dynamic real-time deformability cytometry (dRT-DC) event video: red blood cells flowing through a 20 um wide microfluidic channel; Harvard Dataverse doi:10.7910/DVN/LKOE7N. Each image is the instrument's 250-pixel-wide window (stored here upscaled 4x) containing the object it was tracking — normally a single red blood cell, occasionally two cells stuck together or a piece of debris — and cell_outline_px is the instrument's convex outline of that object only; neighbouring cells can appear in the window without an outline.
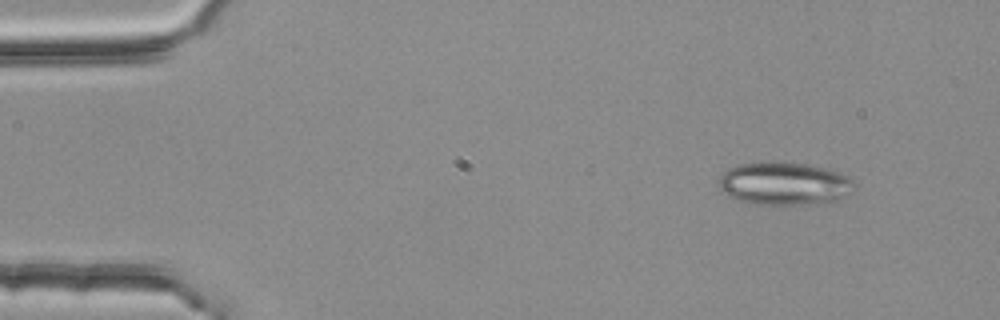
{"species": "common noctule bat (a hibernating species)", "species_latin": "Nyctalus noctula", "temperature_condition": "room temperature", "stored_images_in_passage": 2, "camera_frame_rate_fps": 3000, "um_per_image_px": 0.085, "animal": {"sex": "female", "body_mass_g": 25.1}, "frame": {"image": 1, "passage_image": 2, "time_ms": 0.333, "image_size_px": [1000, 320], "cell_outline_px": [[856, 184], [852, 192], [836, 200], [804, 204], [756, 204], [740, 200], [720, 192], [716, 184], [720, 176], [728, 168], [740, 164], [804, 164], [824, 168], [840, 172], [848, 176]], "centroid_in_image_um": [66.65, 15.63], "position_along_channel_um": 18.4, "area_um2": 33.18}}